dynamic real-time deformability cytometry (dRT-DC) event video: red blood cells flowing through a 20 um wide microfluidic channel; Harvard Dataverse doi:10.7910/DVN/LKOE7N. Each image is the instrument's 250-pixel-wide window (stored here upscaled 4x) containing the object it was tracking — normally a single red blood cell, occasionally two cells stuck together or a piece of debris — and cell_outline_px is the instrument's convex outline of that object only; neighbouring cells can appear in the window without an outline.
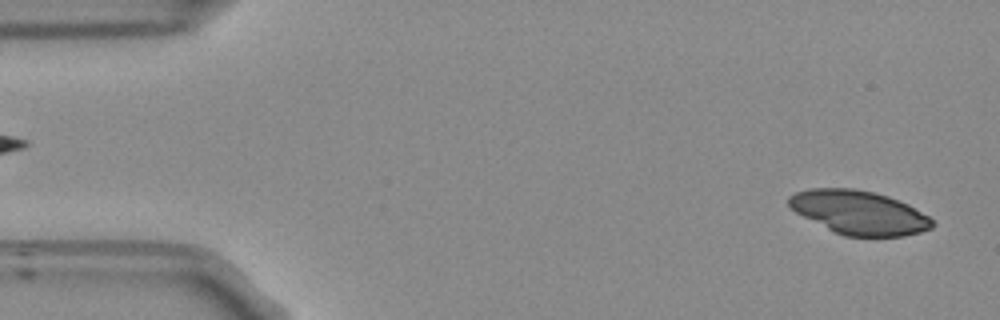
{"species": "Egyptian fruit bat (a non-hibernating species)", "species_latin": "Rousettus aegyptiacus", "temperature_condition": "room temperature", "stored_images_in_passage": 14, "camera_frame_rate_fps": 3000, "um_per_image_px": 0.085, "frame": {"image": 1, "passage_image": 2, "time_ms": 0.333, "image_size_px": [1000, 320], "cell_outline_px": [[936, 224], [932, 228], [920, 232], [904, 236], [844, 236], [796, 212], [788, 204], [788, 196], [796, 192], [808, 188], [856, 188], [888, 196], [908, 204], [928, 216]], "centroid_in_image_um": [73.04, 18.05], "position_along_channel_um": 12.0, "area_um2": 36.3}}